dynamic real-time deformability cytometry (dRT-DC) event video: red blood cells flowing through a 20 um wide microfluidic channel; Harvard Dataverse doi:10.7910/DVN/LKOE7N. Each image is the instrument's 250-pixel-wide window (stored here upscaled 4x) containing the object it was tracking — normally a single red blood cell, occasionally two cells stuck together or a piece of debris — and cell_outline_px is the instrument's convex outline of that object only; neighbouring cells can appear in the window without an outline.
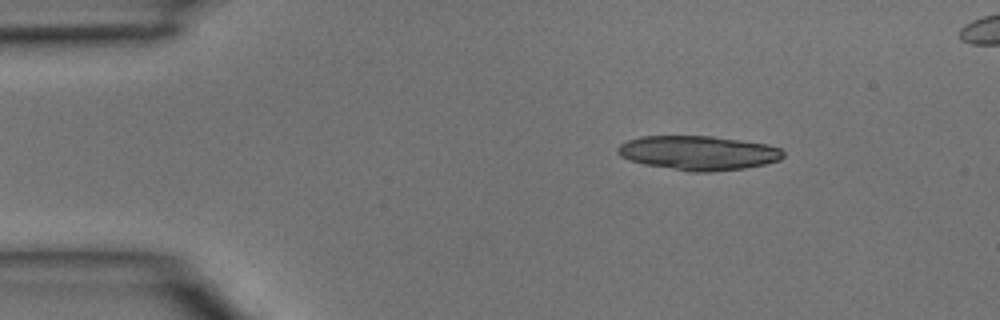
{"species": "common noctule bat (a hibernating species)", "species_latin": "Nyctalus noctula", "temperature_condition": "room temperature", "stored_images_in_passage": 3, "camera_frame_rate_fps": 3000, "um_per_image_px": 0.085, "animal": {"sex": "male", "body_mass_g": 15.6}, "frame": {"image": 1, "passage_image": 1, "time_ms": 0.0, "image_size_px": [1000, 320], "cell_outline_px": [[784, 156], [780, 160], [764, 164], [744, 168], [712, 172], [688, 172], [644, 164], [620, 156], [616, 152], [616, 148], [620, 144], [628, 140], [640, 136], [712, 136], [768, 144], [780, 148], [784, 152]], "centroid_in_image_um": [59.36, 13.0], "position_along_channel_um": 25.6, "area_um2": 33.23}}